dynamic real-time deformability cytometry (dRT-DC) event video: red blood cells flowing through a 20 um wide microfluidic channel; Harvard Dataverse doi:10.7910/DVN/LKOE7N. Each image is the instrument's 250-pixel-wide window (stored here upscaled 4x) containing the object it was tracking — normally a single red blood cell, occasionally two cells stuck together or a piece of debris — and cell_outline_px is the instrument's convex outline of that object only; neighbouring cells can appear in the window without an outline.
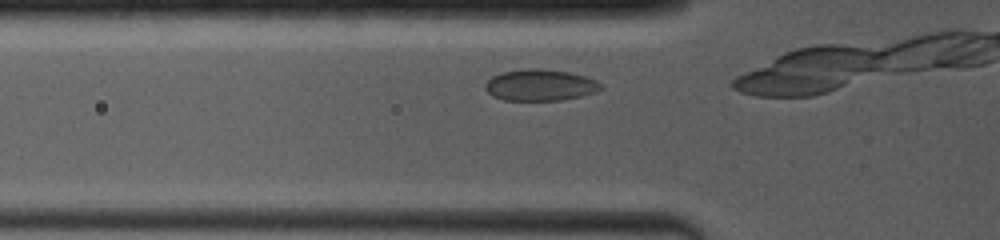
{"species": "common noctule bat (a hibernating species)", "species_latin": "Nyctalus noctula", "temperature_condition": "room temperature", "stored_images_in_passage": 7, "camera_frame_rate_fps": 4000, "um_per_image_px": 0.085, "animal": {"sex": "female", "body_mass_g": 19.0, "forearm_length_mm": 53.3}, "frame": {"image": 1, "passage_image": 2, "time_ms": 0.5, "image_size_px": [1000, 240], "cell_outline_px": [[604, 88], [596, 92], [564, 100], [504, 100], [492, 96], [484, 88], [484, 84], [492, 76], [504, 72], [524, 68], [540, 68], [568, 72], [584, 76], [596, 80], [604, 84]], "centroid_in_image_um": [45.93, 7.23], "position_along_channel_um": 79.9, "area_um2": 21.33}}